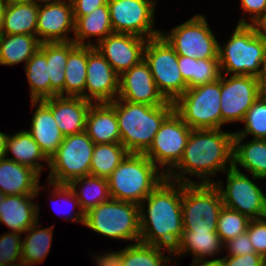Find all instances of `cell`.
<instances>
[{
    "instance_id": "f35d334b",
    "label": "cell",
    "mask_w": 266,
    "mask_h": 266,
    "mask_svg": "<svg viewBox=\"0 0 266 266\" xmlns=\"http://www.w3.org/2000/svg\"><path fill=\"white\" fill-rule=\"evenodd\" d=\"M249 222L247 216L223 206L219 213L216 232L224 244L246 232Z\"/></svg>"
},
{
    "instance_id": "ffe728a7",
    "label": "cell",
    "mask_w": 266,
    "mask_h": 266,
    "mask_svg": "<svg viewBox=\"0 0 266 266\" xmlns=\"http://www.w3.org/2000/svg\"><path fill=\"white\" fill-rule=\"evenodd\" d=\"M42 101L52 110L64 137L85 131L86 116L92 102L72 96H54Z\"/></svg>"
},
{
    "instance_id": "ba28073f",
    "label": "cell",
    "mask_w": 266,
    "mask_h": 266,
    "mask_svg": "<svg viewBox=\"0 0 266 266\" xmlns=\"http://www.w3.org/2000/svg\"><path fill=\"white\" fill-rule=\"evenodd\" d=\"M223 206L214 183H182L183 230L216 232Z\"/></svg>"
},
{
    "instance_id": "6da1fadb",
    "label": "cell",
    "mask_w": 266,
    "mask_h": 266,
    "mask_svg": "<svg viewBox=\"0 0 266 266\" xmlns=\"http://www.w3.org/2000/svg\"><path fill=\"white\" fill-rule=\"evenodd\" d=\"M234 133L221 129H192L179 163L166 178L180 183H196L184 175H195L201 182L214 183L210 178L219 171L233 167ZM227 162L229 166L226 167ZM179 170V171H178Z\"/></svg>"
},
{
    "instance_id": "816d5d0a",
    "label": "cell",
    "mask_w": 266,
    "mask_h": 266,
    "mask_svg": "<svg viewBox=\"0 0 266 266\" xmlns=\"http://www.w3.org/2000/svg\"><path fill=\"white\" fill-rule=\"evenodd\" d=\"M7 138L8 135L0 131V159L6 156Z\"/></svg>"
},
{
    "instance_id": "ab89813d",
    "label": "cell",
    "mask_w": 266,
    "mask_h": 266,
    "mask_svg": "<svg viewBox=\"0 0 266 266\" xmlns=\"http://www.w3.org/2000/svg\"><path fill=\"white\" fill-rule=\"evenodd\" d=\"M21 250V233L9 231L1 236L0 266H22Z\"/></svg>"
},
{
    "instance_id": "b9f144b4",
    "label": "cell",
    "mask_w": 266,
    "mask_h": 266,
    "mask_svg": "<svg viewBox=\"0 0 266 266\" xmlns=\"http://www.w3.org/2000/svg\"><path fill=\"white\" fill-rule=\"evenodd\" d=\"M247 234L255 252L266 259V217L250 220Z\"/></svg>"
},
{
    "instance_id": "5bb4252c",
    "label": "cell",
    "mask_w": 266,
    "mask_h": 266,
    "mask_svg": "<svg viewBox=\"0 0 266 266\" xmlns=\"http://www.w3.org/2000/svg\"><path fill=\"white\" fill-rule=\"evenodd\" d=\"M155 0H108L114 33L132 34L150 39L161 34L154 29Z\"/></svg>"
},
{
    "instance_id": "7dc6e473",
    "label": "cell",
    "mask_w": 266,
    "mask_h": 266,
    "mask_svg": "<svg viewBox=\"0 0 266 266\" xmlns=\"http://www.w3.org/2000/svg\"><path fill=\"white\" fill-rule=\"evenodd\" d=\"M73 8L74 20L90 14L95 8L108 3V0H70Z\"/></svg>"
},
{
    "instance_id": "9a60e30c",
    "label": "cell",
    "mask_w": 266,
    "mask_h": 266,
    "mask_svg": "<svg viewBox=\"0 0 266 266\" xmlns=\"http://www.w3.org/2000/svg\"><path fill=\"white\" fill-rule=\"evenodd\" d=\"M262 94L261 79L249 75L221 74V114L222 125L242 122L245 114Z\"/></svg>"
},
{
    "instance_id": "680465c9",
    "label": "cell",
    "mask_w": 266,
    "mask_h": 266,
    "mask_svg": "<svg viewBox=\"0 0 266 266\" xmlns=\"http://www.w3.org/2000/svg\"><path fill=\"white\" fill-rule=\"evenodd\" d=\"M3 197H4V194L0 192V201L2 200Z\"/></svg>"
},
{
    "instance_id": "cb8c5ba5",
    "label": "cell",
    "mask_w": 266,
    "mask_h": 266,
    "mask_svg": "<svg viewBox=\"0 0 266 266\" xmlns=\"http://www.w3.org/2000/svg\"><path fill=\"white\" fill-rule=\"evenodd\" d=\"M40 175L7 158L0 159V192L4 195L38 194Z\"/></svg>"
},
{
    "instance_id": "83f0119b",
    "label": "cell",
    "mask_w": 266,
    "mask_h": 266,
    "mask_svg": "<svg viewBox=\"0 0 266 266\" xmlns=\"http://www.w3.org/2000/svg\"><path fill=\"white\" fill-rule=\"evenodd\" d=\"M223 242L217 232H193L182 231L181 238L177 246L172 251V256L176 257L181 254L190 252L193 255V261L205 260V257H214L222 250Z\"/></svg>"
},
{
    "instance_id": "5b68a950",
    "label": "cell",
    "mask_w": 266,
    "mask_h": 266,
    "mask_svg": "<svg viewBox=\"0 0 266 266\" xmlns=\"http://www.w3.org/2000/svg\"><path fill=\"white\" fill-rule=\"evenodd\" d=\"M161 171L145 154L129 153L107 178L110 197L140 205L166 179Z\"/></svg>"
},
{
    "instance_id": "9c48e42d",
    "label": "cell",
    "mask_w": 266,
    "mask_h": 266,
    "mask_svg": "<svg viewBox=\"0 0 266 266\" xmlns=\"http://www.w3.org/2000/svg\"><path fill=\"white\" fill-rule=\"evenodd\" d=\"M144 60L166 101L174 103L188 89L179 71L178 55L161 34L147 40Z\"/></svg>"
},
{
    "instance_id": "f6af8a7d",
    "label": "cell",
    "mask_w": 266,
    "mask_h": 266,
    "mask_svg": "<svg viewBox=\"0 0 266 266\" xmlns=\"http://www.w3.org/2000/svg\"><path fill=\"white\" fill-rule=\"evenodd\" d=\"M223 246H226V249L228 251L227 256H239L256 253L251 240L249 239L247 231L239 234L234 239L225 242Z\"/></svg>"
},
{
    "instance_id": "c3c4849f",
    "label": "cell",
    "mask_w": 266,
    "mask_h": 266,
    "mask_svg": "<svg viewBox=\"0 0 266 266\" xmlns=\"http://www.w3.org/2000/svg\"><path fill=\"white\" fill-rule=\"evenodd\" d=\"M195 58L178 55V65L181 76L187 84V88H192V69Z\"/></svg>"
},
{
    "instance_id": "484cf974",
    "label": "cell",
    "mask_w": 266,
    "mask_h": 266,
    "mask_svg": "<svg viewBox=\"0 0 266 266\" xmlns=\"http://www.w3.org/2000/svg\"><path fill=\"white\" fill-rule=\"evenodd\" d=\"M9 151L13 154V158L7 157ZM5 158L28 166L40 176L43 170V164L39 163L40 160L49 165V159L44 155L39 144L27 130L17 132L13 136L8 135Z\"/></svg>"
},
{
    "instance_id": "277c9868",
    "label": "cell",
    "mask_w": 266,
    "mask_h": 266,
    "mask_svg": "<svg viewBox=\"0 0 266 266\" xmlns=\"http://www.w3.org/2000/svg\"><path fill=\"white\" fill-rule=\"evenodd\" d=\"M218 45L221 74L249 75L259 79L266 64V39L258 25H237L231 38ZM262 67V68H260Z\"/></svg>"
},
{
    "instance_id": "d4e9b609",
    "label": "cell",
    "mask_w": 266,
    "mask_h": 266,
    "mask_svg": "<svg viewBox=\"0 0 266 266\" xmlns=\"http://www.w3.org/2000/svg\"><path fill=\"white\" fill-rule=\"evenodd\" d=\"M243 137H234L233 167L241 166L257 179L266 178V140L252 139L243 143Z\"/></svg>"
},
{
    "instance_id": "60d3db41",
    "label": "cell",
    "mask_w": 266,
    "mask_h": 266,
    "mask_svg": "<svg viewBox=\"0 0 266 266\" xmlns=\"http://www.w3.org/2000/svg\"><path fill=\"white\" fill-rule=\"evenodd\" d=\"M220 76L218 59H195L192 69V87L215 82Z\"/></svg>"
},
{
    "instance_id": "2e32d148",
    "label": "cell",
    "mask_w": 266,
    "mask_h": 266,
    "mask_svg": "<svg viewBox=\"0 0 266 266\" xmlns=\"http://www.w3.org/2000/svg\"><path fill=\"white\" fill-rule=\"evenodd\" d=\"M120 75L92 45H88L84 99L92 103H110L118 96Z\"/></svg>"
},
{
    "instance_id": "e0dca14e",
    "label": "cell",
    "mask_w": 266,
    "mask_h": 266,
    "mask_svg": "<svg viewBox=\"0 0 266 266\" xmlns=\"http://www.w3.org/2000/svg\"><path fill=\"white\" fill-rule=\"evenodd\" d=\"M147 40L132 34L112 33L93 46L121 75L144 59Z\"/></svg>"
},
{
    "instance_id": "7a4b0ae2",
    "label": "cell",
    "mask_w": 266,
    "mask_h": 266,
    "mask_svg": "<svg viewBox=\"0 0 266 266\" xmlns=\"http://www.w3.org/2000/svg\"><path fill=\"white\" fill-rule=\"evenodd\" d=\"M139 209L140 242L167 248L172 256L183 231L182 183L166 178L143 200Z\"/></svg>"
},
{
    "instance_id": "bcb514c9",
    "label": "cell",
    "mask_w": 266,
    "mask_h": 266,
    "mask_svg": "<svg viewBox=\"0 0 266 266\" xmlns=\"http://www.w3.org/2000/svg\"><path fill=\"white\" fill-rule=\"evenodd\" d=\"M223 266H266V259L257 253L239 256H224L221 258Z\"/></svg>"
},
{
    "instance_id": "f546056e",
    "label": "cell",
    "mask_w": 266,
    "mask_h": 266,
    "mask_svg": "<svg viewBox=\"0 0 266 266\" xmlns=\"http://www.w3.org/2000/svg\"><path fill=\"white\" fill-rule=\"evenodd\" d=\"M39 4L5 2L1 34L36 35Z\"/></svg>"
},
{
    "instance_id": "e575fe53",
    "label": "cell",
    "mask_w": 266,
    "mask_h": 266,
    "mask_svg": "<svg viewBox=\"0 0 266 266\" xmlns=\"http://www.w3.org/2000/svg\"><path fill=\"white\" fill-rule=\"evenodd\" d=\"M129 152L121 143L95 144L90 164V174L108 178Z\"/></svg>"
},
{
    "instance_id": "836d02e7",
    "label": "cell",
    "mask_w": 266,
    "mask_h": 266,
    "mask_svg": "<svg viewBox=\"0 0 266 266\" xmlns=\"http://www.w3.org/2000/svg\"><path fill=\"white\" fill-rule=\"evenodd\" d=\"M53 227L39 229L38 220L25 231L27 235L22 240L21 250L22 266H33L36 263H41L46 258L51 248Z\"/></svg>"
},
{
    "instance_id": "11a10c76",
    "label": "cell",
    "mask_w": 266,
    "mask_h": 266,
    "mask_svg": "<svg viewBox=\"0 0 266 266\" xmlns=\"http://www.w3.org/2000/svg\"><path fill=\"white\" fill-rule=\"evenodd\" d=\"M7 3H16V4H34L36 3V0H5Z\"/></svg>"
},
{
    "instance_id": "603a6c76",
    "label": "cell",
    "mask_w": 266,
    "mask_h": 266,
    "mask_svg": "<svg viewBox=\"0 0 266 266\" xmlns=\"http://www.w3.org/2000/svg\"><path fill=\"white\" fill-rule=\"evenodd\" d=\"M85 131L94 144L121 143L115 100L91 104L86 116Z\"/></svg>"
},
{
    "instance_id": "1f68e13d",
    "label": "cell",
    "mask_w": 266,
    "mask_h": 266,
    "mask_svg": "<svg viewBox=\"0 0 266 266\" xmlns=\"http://www.w3.org/2000/svg\"><path fill=\"white\" fill-rule=\"evenodd\" d=\"M79 184H81L82 188H79L80 192H77L78 189L76 187ZM68 186L73 190L75 196L79 200L80 209L84 214L111 198L107 178L89 174L84 177L73 179L68 183Z\"/></svg>"
},
{
    "instance_id": "d590c367",
    "label": "cell",
    "mask_w": 266,
    "mask_h": 266,
    "mask_svg": "<svg viewBox=\"0 0 266 266\" xmlns=\"http://www.w3.org/2000/svg\"><path fill=\"white\" fill-rule=\"evenodd\" d=\"M25 65V73L31 90V101L50 98V71L46 55L38 49Z\"/></svg>"
},
{
    "instance_id": "8d00e7d4",
    "label": "cell",
    "mask_w": 266,
    "mask_h": 266,
    "mask_svg": "<svg viewBox=\"0 0 266 266\" xmlns=\"http://www.w3.org/2000/svg\"><path fill=\"white\" fill-rule=\"evenodd\" d=\"M165 249L142 242L128 245L124 248L123 266H169L168 261L173 259L163 255Z\"/></svg>"
},
{
    "instance_id": "7402d4cb",
    "label": "cell",
    "mask_w": 266,
    "mask_h": 266,
    "mask_svg": "<svg viewBox=\"0 0 266 266\" xmlns=\"http://www.w3.org/2000/svg\"><path fill=\"white\" fill-rule=\"evenodd\" d=\"M32 107L37 106L31 121V128L27 131L39 144L41 151L50 159L64 140L52 110L43 101H31Z\"/></svg>"
},
{
    "instance_id": "d6a6232c",
    "label": "cell",
    "mask_w": 266,
    "mask_h": 266,
    "mask_svg": "<svg viewBox=\"0 0 266 266\" xmlns=\"http://www.w3.org/2000/svg\"><path fill=\"white\" fill-rule=\"evenodd\" d=\"M88 45H77L68 55L65 65V83L63 88L66 96L84 98Z\"/></svg>"
},
{
    "instance_id": "44dd1931",
    "label": "cell",
    "mask_w": 266,
    "mask_h": 266,
    "mask_svg": "<svg viewBox=\"0 0 266 266\" xmlns=\"http://www.w3.org/2000/svg\"><path fill=\"white\" fill-rule=\"evenodd\" d=\"M36 196L4 195L0 201V223L10 228L11 232L24 234L39 219V205L32 200Z\"/></svg>"
},
{
    "instance_id": "7c38bea8",
    "label": "cell",
    "mask_w": 266,
    "mask_h": 266,
    "mask_svg": "<svg viewBox=\"0 0 266 266\" xmlns=\"http://www.w3.org/2000/svg\"><path fill=\"white\" fill-rule=\"evenodd\" d=\"M226 172L225 190L222 181L214 182L221 194L224 207L238 211L250 220L265 218L266 195L261 188L244 175L239 167H232Z\"/></svg>"
},
{
    "instance_id": "52a82bcc",
    "label": "cell",
    "mask_w": 266,
    "mask_h": 266,
    "mask_svg": "<svg viewBox=\"0 0 266 266\" xmlns=\"http://www.w3.org/2000/svg\"><path fill=\"white\" fill-rule=\"evenodd\" d=\"M221 76L212 83L187 89L173 104L191 129H221Z\"/></svg>"
},
{
    "instance_id": "4fadbf2b",
    "label": "cell",
    "mask_w": 266,
    "mask_h": 266,
    "mask_svg": "<svg viewBox=\"0 0 266 266\" xmlns=\"http://www.w3.org/2000/svg\"><path fill=\"white\" fill-rule=\"evenodd\" d=\"M191 131L192 129L173 111L163 121L151 146L144 154L157 167L159 165V169L163 167L161 170L167 175L181 160Z\"/></svg>"
},
{
    "instance_id": "9f6ffc18",
    "label": "cell",
    "mask_w": 266,
    "mask_h": 266,
    "mask_svg": "<svg viewBox=\"0 0 266 266\" xmlns=\"http://www.w3.org/2000/svg\"><path fill=\"white\" fill-rule=\"evenodd\" d=\"M261 88L262 90H266V64L264 67L263 76L261 77Z\"/></svg>"
},
{
    "instance_id": "681fc988",
    "label": "cell",
    "mask_w": 266,
    "mask_h": 266,
    "mask_svg": "<svg viewBox=\"0 0 266 266\" xmlns=\"http://www.w3.org/2000/svg\"><path fill=\"white\" fill-rule=\"evenodd\" d=\"M124 249L116 252H106L104 255L96 256L98 266H123Z\"/></svg>"
},
{
    "instance_id": "f5cc1de1",
    "label": "cell",
    "mask_w": 266,
    "mask_h": 266,
    "mask_svg": "<svg viewBox=\"0 0 266 266\" xmlns=\"http://www.w3.org/2000/svg\"><path fill=\"white\" fill-rule=\"evenodd\" d=\"M4 8H5V0H0V34L2 30Z\"/></svg>"
},
{
    "instance_id": "4316f807",
    "label": "cell",
    "mask_w": 266,
    "mask_h": 266,
    "mask_svg": "<svg viewBox=\"0 0 266 266\" xmlns=\"http://www.w3.org/2000/svg\"><path fill=\"white\" fill-rule=\"evenodd\" d=\"M77 46L73 41L69 42H44L39 49L46 55L50 71V98L63 96L65 83V65L69 53Z\"/></svg>"
},
{
    "instance_id": "8992f818",
    "label": "cell",
    "mask_w": 266,
    "mask_h": 266,
    "mask_svg": "<svg viewBox=\"0 0 266 266\" xmlns=\"http://www.w3.org/2000/svg\"><path fill=\"white\" fill-rule=\"evenodd\" d=\"M139 205L110 198L85 213L84 225L103 236L140 242Z\"/></svg>"
},
{
    "instance_id": "d6986e66",
    "label": "cell",
    "mask_w": 266,
    "mask_h": 266,
    "mask_svg": "<svg viewBox=\"0 0 266 266\" xmlns=\"http://www.w3.org/2000/svg\"><path fill=\"white\" fill-rule=\"evenodd\" d=\"M70 31H75L70 0L46 3L44 6L39 4L36 36L41 43L72 41L68 36Z\"/></svg>"
},
{
    "instance_id": "74e56055",
    "label": "cell",
    "mask_w": 266,
    "mask_h": 266,
    "mask_svg": "<svg viewBox=\"0 0 266 266\" xmlns=\"http://www.w3.org/2000/svg\"><path fill=\"white\" fill-rule=\"evenodd\" d=\"M245 129L234 132V137L245 138L249 134L253 139L266 140V94H261L245 114Z\"/></svg>"
},
{
    "instance_id": "f1b7e54d",
    "label": "cell",
    "mask_w": 266,
    "mask_h": 266,
    "mask_svg": "<svg viewBox=\"0 0 266 266\" xmlns=\"http://www.w3.org/2000/svg\"><path fill=\"white\" fill-rule=\"evenodd\" d=\"M114 33L113 27L110 20V12L108 4L95 8L90 14L79 17L75 21V38L72 41L77 45H92L90 40L85 44L86 38L90 36H97V42L103 40L108 35ZM100 36V37H99Z\"/></svg>"
},
{
    "instance_id": "db71d44e",
    "label": "cell",
    "mask_w": 266,
    "mask_h": 266,
    "mask_svg": "<svg viewBox=\"0 0 266 266\" xmlns=\"http://www.w3.org/2000/svg\"><path fill=\"white\" fill-rule=\"evenodd\" d=\"M258 28L263 35V37L266 39V16L265 18L258 24Z\"/></svg>"
},
{
    "instance_id": "8fae6325",
    "label": "cell",
    "mask_w": 266,
    "mask_h": 266,
    "mask_svg": "<svg viewBox=\"0 0 266 266\" xmlns=\"http://www.w3.org/2000/svg\"><path fill=\"white\" fill-rule=\"evenodd\" d=\"M161 35L177 55L195 59H218V40L203 15L196 14L168 34L161 32Z\"/></svg>"
},
{
    "instance_id": "6f0895ef",
    "label": "cell",
    "mask_w": 266,
    "mask_h": 266,
    "mask_svg": "<svg viewBox=\"0 0 266 266\" xmlns=\"http://www.w3.org/2000/svg\"><path fill=\"white\" fill-rule=\"evenodd\" d=\"M60 1H64V0H36V3L39 4L38 2H41L42 4H46V3H56V2H60Z\"/></svg>"
},
{
    "instance_id": "f907efd6",
    "label": "cell",
    "mask_w": 266,
    "mask_h": 266,
    "mask_svg": "<svg viewBox=\"0 0 266 266\" xmlns=\"http://www.w3.org/2000/svg\"><path fill=\"white\" fill-rule=\"evenodd\" d=\"M191 266H223L221 258L212 260H195L192 261Z\"/></svg>"
},
{
    "instance_id": "3957f363",
    "label": "cell",
    "mask_w": 266,
    "mask_h": 266,
    "mask_svg": "<svg viewBox=\"0 0 266 266\" xmlns=\"http://www.w3.org/2000/svg\"><path fill=\"white\" fill-rule=\"evenodd\" d=\"M174 111L173 102L160 106L131 103L115 99V112L121 144L129 153L144 154L163 121Z\"/></svg>"
},
{
    "instance_id": "30bf717a",
    "label": "cell",
    "mask_w": 266,
    "mask_h": 266,
    "mask_svg": "<svg viewBox=\"0 0 266 266\" xmlns=\"http://www.w3.org/2000/svg\"><path fill=\"white\" fill-rule=\"evenodd\" d=\"M95 147L86 131L67 135L56 153L49 159L51 169L48 181L68 184L73 179L90 174V164Z\"/></svg>"
},
{
    "instance_id": "ee69618b",
    "label": "cell",
    "mask_w": 266,
    "mask_h": 266,
    "mask_svg": "<svg viewBox=\"0 0 266 266\" xmlns=\"http://www.w3.org/2000/svg\"><path fill=\"white\" fill-rule=\"evenodd\" d=\"M241 7L248 12L252 23H248L244 18L238 22L239 25H258L266 16V0H240Z\"/></svg>"
},
{
    "instance_id": "7bdbcfd3",
    "label": "cell",
    "mask_w": 266,
    "mask_h": 266,
    "mask_svg": "<svg viewBox=\"0 0 266 266\" xmlns=\"http://www.w3.org/2000/svg\"><path fill=\"white\" fill-rule=\"evenodd\" d=\"M50 185L53 186V189H52V192L50 195H54V198L55 197H60L59 199H66L67 202H69V204L72 203L74 204L73 207L76 208L78 206L79 208V211H77L75 213V215L73 214L72 211H70L68 214L71 215L73 214V216H68L65 220L67 221H76V222H80L82 224H84V221H85V214L82 212V210L80 209V204H79V200L77 199V197L75 196L73 190L68 186V184H56V183H53V182H49ZM70 218V219H69Z\"/></svg>"
},
{
    "instance_id": "4dcf8cb0",
    "label": "cell",
    "mask_w": 266,
    "mask_h": 266,
    "mask_svg": "<svg viewBox=\"0 0 266 266\" xmlns=\"http://www.w3.org/2000/svg\"><path fill=\"white\" fill-rule=\"evenodd\" d=\"M40 44L36 35L0 34V64L12 66L27 63L38 51Z\"/></svg>"
},
{
    "instance_id": "ac0fdd59",
    "label": "cell",
    "mask_w": 266,
    "mask_h": 266,
    "mask_svg": "<svg viewBox=\"0 0 266 266\" xmlns=\"http://www.w3.org/2000/svg\"><path fill=\"white\" fill-rule=\"evenodd\" d=\"M116 97L149 106H160L167 102L158 91L150 67L144 59L120 75Z\"/></svg>"
}]
</instances>
